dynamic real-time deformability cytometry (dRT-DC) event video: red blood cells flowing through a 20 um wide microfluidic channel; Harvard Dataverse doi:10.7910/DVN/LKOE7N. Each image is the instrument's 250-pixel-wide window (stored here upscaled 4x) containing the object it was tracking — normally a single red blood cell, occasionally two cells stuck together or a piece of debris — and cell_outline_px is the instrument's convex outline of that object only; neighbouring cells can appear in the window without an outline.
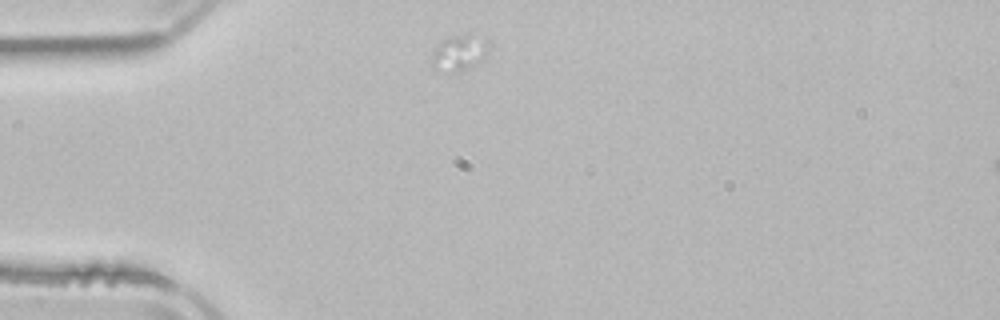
{"species": "common noctule bat (a hibernating species)", "species_latin": "Nyctalus noctula", "temperature_condition": "room temperature", "stored_images_in_passage": 2, "camera_frame_rate_fps": 3000, "um_per_image_px": 0.085, "animal": {"sex": "male", "body_mass_g": 21.5, "forearm_length_mm": 52.0}, "frame": {"image": 1, "passage_image": 1, "time_ms": 0.0, "image_size_px": [1000, 320], "cell_outline_px": [[488, 52], [480, 60], [468, 68], [460, 72], [436, 72], [428, 64], [432, 52], [436, 44], [452, 36], [484, 36], [488, 40]], "centroid_in_image_um": [38.94, 4.54], "position_along_channel_um": 46.1, "area_um2": 12.14}}